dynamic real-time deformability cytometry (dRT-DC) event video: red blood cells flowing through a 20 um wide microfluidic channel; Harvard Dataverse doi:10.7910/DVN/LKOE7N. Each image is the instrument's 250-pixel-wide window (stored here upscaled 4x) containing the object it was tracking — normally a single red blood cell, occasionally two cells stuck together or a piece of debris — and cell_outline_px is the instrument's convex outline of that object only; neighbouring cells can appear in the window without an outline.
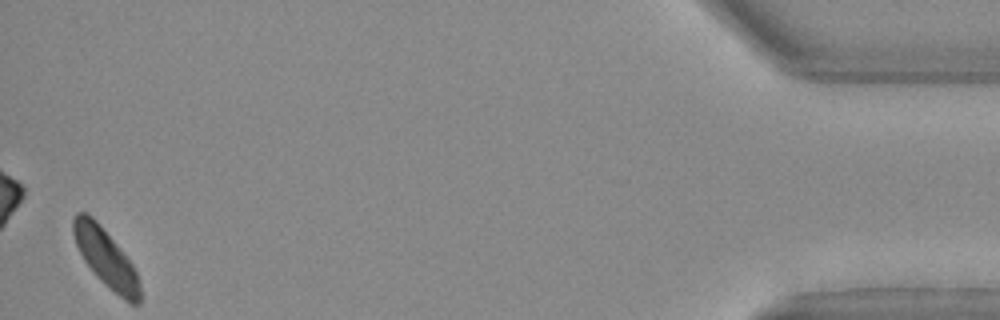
{"species": "Egyptian fruit bat (a non-hibernating species)", "species_latin": "Rousettus aegyptiacus", "temperature_condition": "warm", "stored_images_in_passage": 30, "camera_frame_rate_fps": 3000, "um_per_image_px": 0.085, "animal": {"sex": "female"}, "frame": {"image": 1, "passage_image": 30, "time_ms": 9.667, "image_size_px": [1000, 320], "cell_outline_px": [[144, 296], [140, 304], [132, 304], [124, 300], [100, 280], [96, 276], [84, 260], [76, 244], [72, 232], [72, 220], [76, 212], [84, 212], [92, 216], [96, 220], [120, 248], [132, 264], [136, 272]], "centroid_in_image_um": [9.02, 21.96], "position_along_channel_um": 426.2, "area_um2": 22.6}}